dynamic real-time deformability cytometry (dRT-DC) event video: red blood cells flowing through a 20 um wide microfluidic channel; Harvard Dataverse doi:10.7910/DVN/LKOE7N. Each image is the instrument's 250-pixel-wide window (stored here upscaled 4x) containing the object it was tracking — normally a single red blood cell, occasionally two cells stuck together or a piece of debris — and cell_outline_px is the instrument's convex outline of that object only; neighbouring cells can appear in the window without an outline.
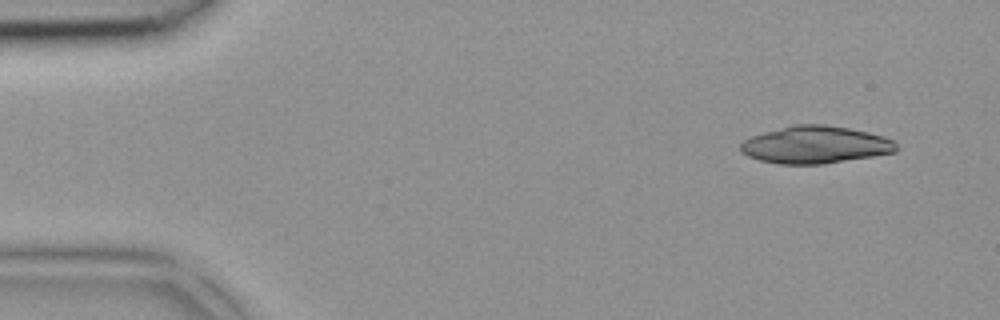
{"species": "common noctule bat (a hibernating species)", "species_latin": "Nyctalus noctula", "temperature_condition": "room temperature", "stored_images_in_passage": 3, "camera_frame_rate_fps": 3000, "um_per_image_px": 0.085, "animal": {"sex": "female", "body_mass_g": 18.4}, "frame": {"image": 1, "passage_image": 1, "time_ms": 0.0, "image_size_px": [1000, 320], "cell_outline_px": [[896, 152], [824, 164], [780, 164], [760, 160], [748, 156], [740, 152], [740, 144], [744, 140], [752, 136], [764, 132], [796, 124], [824, 124], [848, 128], [868, 132], [884, 136], [896, 140]], "centroid_in_image_um": [69.31, 12.31], "position_along_channel_um": 15.7, "area_um2": 33.87}}